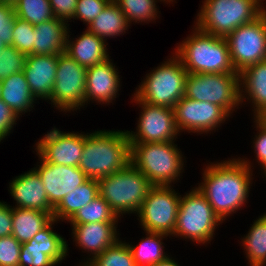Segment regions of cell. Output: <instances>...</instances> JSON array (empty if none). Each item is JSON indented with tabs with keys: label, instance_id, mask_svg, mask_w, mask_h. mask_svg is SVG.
I'll return each instance as SVG.
<instances>
[{
	"label": "cell",
	"instance_id": "1",
	"mask_svg": "<svg viewBox=\"0 0 266 266\" xmlns=\"http://www.w3.org/2000/svg\"><path fill=\"white\" fill-rule=\"evenodd\" d=\"M250 164L238 158L206 166L204 181L197 188L222 222L247 202L253 175Z\"/></svg>",
	"mask_w": 266,
	"mask_h": 266
},
{
	"label": "cell",
	"instance_id": "2",
	"mask_svg": "<svg viewBox=\"0 0 266 266\" xmlns=\"http://www.w3.org/2000/svg\"><path fill=\"white\" fill-rule=\"evenodd\" d=\"M131 146L127 131H95L84 134L79 169L89 178H100L121 171L130 163Z\"/></svg>",
	"mask_w": 266,
	"mask_h": 266
},
{
	"label": "cell",
	"instance_id": "3",
	"mask_svg": "<svg viewBox=\"0 0 266 266\" xmlns=\"http://www.w3.org/2000/svg\"><path fill=\"white\" fill-rule=\"evenodd\" d=\"M188 36L175 49L188 73L236 74L226 38L205 33L194 26Z\"/></svg>",
	"mask_w": 266,
	"mask_h": 266
},
{
	"label": "cell",
	"instance_id": "4",
	"mask_svg": "<svg viewBox=\"0 0 266 266\" xmlns=\"http://www.w3.org/2000/svg\"><path fill=\"white\" fill-rule=\"evenodd\" d=\"M262 1L205 0L195 26L205 33L226 38L236 28L254 21L266 10Z\"/></svg>",
	"mask_w": 266,
	"mask_h": 266
},
{
	"label": "cell",
	"instance_id": "5",
	"mask_svg": "<svg viewBox=\"0 0 266 266\" xmlns=\"http://www.w3.org/2000/svg\"><path fill=\"white\" fill-rule=\"evenodd\" d=\"M130 146V162L153 186H171L179 180L185 164L174 141L130 143Z\"/></svg>",
	"mask_w": 266,
	"mask_h": 266
},
{
	"label": "cell",
	"instance_id": "6",
	"mask_svg": "<svg viewBox=\"0 0 266 266\" xmlns=\"http://www.w3.org/2000/svg\"><path fill=\"white\" fill-rule=\"evenodd\" d=\"M99 195L119 218L138 213L153 185L131 162L121 171L98 180Z\"/></svg>",
	"mask_w": 266,
	"mask_h": 266
},
{
	"label": "cell",
	"instance_id": "7",
	"mask_svg": "<svg viewBox=\"0 0 266 266\" xmlns=\"http://www.w3.org/2000/svg\"><path fill=\"white\" fill-rule=\"evenodd\" d=\"M172 57L146 74L144 81L134 93L139 100L152 105L173 108L185 95L188 72L176 55Z\"/></svg>",
	"mask_w": 266,
	"mask_h": 266
},
{
	"label": "cell",
	"instance_id": "8",
	"mask_svg": "<svg viewBox=\"0 0 266 266\" xmlns=\"http://www.w3.org/2000/svg\"><path fill=\"white\" fill-rule=\"evenodd\" d=\"M181 197L176 226L172 236L191 239L205 244L212 240L215 229L222 223L208 203L204 194L196 187Z\"/></svg>",
	"mask_w": 266,
	"mask_h": 266
},
{
	"label": "cell",
	"instance_id": "9",
	"mask_svg": "<svg viewBox=\"0 0 266 266\" xmlns=\"http://www.w3.org/2000/svg\"><path fill=\"white\" fill-rule=\"evenodd\" d=\"M240 73H188L185 97L222 107L229 115L240 101ZM232 111V112H231Z\"/></svg>",
	"mask_w": 266,
	"mask_h": 266
},
{
	"label": "cell",
	"instance_id": "10",
	"mask_svg": "<svg viewBox=\"0 0 266 266\" xmlns=\"http://www.w3.org/2000/svg\"><path fill=\"white\" fill-rule=\"evenodd\" d=\"M87 68L67 53L58 54L51 104L61 111H74L85 105Z\"/></svg>",
	"mask_w": 266,
	"mask_h": 266
},
{
	"label": "cell",
	"instance_id": "11",
	"mask_svg": "<svg viewBox=\"0 0 266 266\" xmlns=\"http://www.w3.org/2000/svg\"><path fill=\"white\" fill-rule=\"evenodd\" d=\"M171 186H153L138 211L145 232L173 235L181 195Z\"/></svg>",
	"mask_w": 266,
	"mask_h": 266
},
{
	"label": "cell",
	"instance_id": "12",
	"mask_svg": "<svg viewBox=\"0 0 266 266\" xmlns=\"http://www.w3.org/2000/svg\"><path fill=\"white\" fill-rule=\"evenodd\" d=\"M226 40L236 72L266 60V10L254 21L236 28Z\"/></svg>",
	"mask_w": 266,
	"mask_h": 266
},
{
	"label": "cell",
	"instance_id": "13",
	"mask_svg": "<svg viewBox=\"0 0 266 266\" xmlns=\"http://www.w3.org/2000/svg\"><path fill=\"white\" fill-rule=\"evenodd\" d=\"M133 100L142 108L138 120L137 131H128L130 143L170 142L175 141L179 131L175 125L173 108L152 105L139 100L135 95ZM175 138V140H174Z\"/></svg>",
	"mask_w": 266,
	"mask_h": 266
},
{
	"label": "cell",
	"instance_id": "14",
	"mask_svg": "<svg viewBox=\"0 0 266 266\" xmlns=\"http://www.w3.org/2000/svg\"><path fill=\"white\" fill-rule=\"evenodd\" d=\"M179 131L208 133L216 130L230 115L220 106L183 96L173 107ZM219 125V126H218Z\"/></svg>",
	"mask_w": 266,
	"mask_h": 266
},
{
	"label": "cell",
	"instance_id": "15",
	"mask_svg": "<svg viewBox=\"0 0 266 266\" xmlns=\"http://www.w3.org/2000/svg\"><path fill=\"white\" fill-rule=\"evenodd\" d=\"M52 219L33 239L21 245L19 266H54L68 255V244L54 232Z\"/></svg>",
	"mask_w": 266,
	"mask_h": 266
},
{
	"label": "cell",
	"instance_id": "16",
	"mask_svg": "<svg viewBox=\"0 0 266 266\" xmlns=\"http://www.w3.org/2000/svg\"><path fill=\"white\" fill-rule=\"evenodd\" d=\"M84 134L62 132L55 127L36 143V152L46 162L78 166L82 157Z\"/></svg>",
	"mask_w": 266,
	"mask_h": 266
},
{
	"label": "cell",
	"instance_id": "17",
	"mask_svg": "<svg viewBox=\"0 0 266 266\" xmlns=\"http://www.w3.org/2000/svg\"><path fill=\"white\" fill-rule=\"evenodd\" d=\"M40 165L34 168L40 175L49 204L55 208L71 191L86 182L89 178L78 166L56 165L46 162L39 155Z\"/></svg>",
	"mask_w": 266,
	"mask_h": 266
},
{
	"label": "cell",
	"instance_id": "18",
	"mask_svg": "<svg viewBox=\"0 0 266 266\" xmlns=\"http://www.w3.org/2000/svg\"><path fill=\"white\" fill-rule=\"evenodd\" d=\"M10 194L16 201V208H27L44 212H53L49 204L43 181L35 169L21 174L9 183Z\"/></svg>",
	"mask_w": 266,
	"mask_h": 266
},
{
	"label": "cell",
	"instance_id": "19",
	"mask_svg": "<svg viewBox=\"0 0 266 266\" xmlns=\"http://www.w3.org/2000/svg\"><path fill=\"white\" fill-rule=\"evenodd\" d=\"M58 55H27L23 72L34 97L50 100L56 78Z\"/></svg>",
	"mask_w": 266,
	"mask_h": 266
},
{
	"label": "cell",
	"instance_id": "20",
	"mask_svg": "<svg viewBox=\"0 0 266 266\" xmlns=\"http://www.w3.org/2000/svg\"><path fill=\"white\" fill-rule=\"evenodd\" d=\"M109 59L88 67L86 78L85 103L90 100L97 103H112L118 94L120 78L118 70ZM105 102V103H104Z\"/></svg>",
	"mask_w": 266,
	"mask_h": 266
},
{
	"label": "cell",
	"instance_id": "21",
	"mask_svg": "<svg viewBox=\"0 0 266 266\" xmlns=\"http://www.w3.org/2000/svg\"><path fill=\"white\" fill-rule=\"evenodd\" d=\"M117 222H92L86 224H71L72 235L76 244L81 249L91 252L92 257L82 265L86 266L106 248L112 246L119 238L117 237ZM81 265V266H82Z\"/></svg>",
	"mask_w": 266,
	"mask_h": 266
},
{
	"label": "cell",
	"instance_id": "22",
	"mask_svg": "<svg viewBox=\"0 0 266 266\" xmlns=\"http://www.w3.org/2000/svg\"><path fill=\"white\" fill-rule=\"evenodd\" d=\"M69 37L67 33L65 53L81 66L88 68L110 59L106 42L88 29L74 41Z\"/></svg>",
	"mask_w": 266,
	"mask_h": 266
},
{
	"label": "cell",
	"instance_id": "23",
	"mask_svg": "<svg viewBox=\"0 0 266 266\" xmlns=\"http://www.w3.org/2000/svg\"><path fill=\"white\" fill-rule=\"evenodd\" d=\"M240 88L241 104L246 99V93L247 99L252 101L255 118H259L266 112V60L248 66L240 72Z\"/></svg>",
	"mask_w": 266,
	"mask_h": 266
},
{
	"label": "cell",
	"instance_id": "24",
	"mask_svg": "<svg viewBox=\"0 0 266 266\" xmlns=\"http://www.w3.org/2000/svg\"><path fill=\"white\" fill-rule=\"evenodd\" d=\"M68 26L58 18L41 22L34 27V54L58 55L65 52Z\"/></svg>",
	"mask_w": 266,
	"mask_h": 266
},
{
	"label": "cell",
	"instance_id": "25",
	"mask_svg": "<svg viewBox=\"0 0 266 266\" xmlns=\"http://www.w3.org/2000/svg\"><path fill=\"white\" fill-rule=\"evenodd\" d=\"M0 99L20 117V113L31 111L37 100L32 94L24 72L15 73L2 80ZM31 108V110L29 109Z\"/></svg>",
	"mask_w": 266,
	"mask_h": 266
},
{
	"label": "cell",
	"instance_id": "26",
	"mask_svg": "<svg viewBox=\"0 0 266 266\" xmlns=\"http://www.w3.org/2000/svg\"><path fill=\"white\" fill-rule=\"evenodd\" d=\"M53 219V212L12 207V233L21 244L28 242Z\"/></svg>",
	"mask_w": 266,
	"mask_h": 266
},
{
	"label": "cell",
	"instance_id": "27",
	"mask_svg": "<svg viewBox=\"0 0 266 266\" xmlns=\"http://www.w3.org/2000/svg\"><path fill=\"white\" fill-rule=\"evenodd\" d=\"M99 196L98 180L88 179L74 191L68 193L53 210V218L57 221H69L79 209Z\"/></svg>",
	"mask_w": 266,
	"mask_h": 266
},
{
	"label": "cell",
	"instance_id": "28",
	"mask_svg": "<svg viewBox=\"0 0 266 266\" xmlns=\"http://www.w3.org/2000/svg\"><path fill=\"white\" fill-rule=\"evenodd\" d=\"M129 24L120 7L114 1H110L87 28L106 41L105 38L107 37L110 38L125 33L130 26Z\"/></svg>",
	"mask_w": 266,
	"mask_h": 266
},
{
	"label": "cell",
	"instance_id": "29",
	"mask_svg": "<svg viewBox=\"0 0 266 266\" xmlns=\"http://www.w3.org/2000/svg\"><path fill=\"white\" fill-rule=\"evenodd\" d=\"M146 237L141 239L137 246L128 243L133 254L136 266H152L165 260L168 256L163 251L161 240L167 236L164 233L146 232Z\"/></svg>",
	"mask_w": 266,
	"mask_h": 266
},
{
	"label": "cell",
	"instance_id": "30",
	"mask_svg": "<svg viewBox=\"0 0 266 266\" xmlns=\"http://www.w3.org/2000/svg\"><path fill=\"white\" fill-rule=\"evenodd\" d=\"M250 266L266 263V213L254 221L248 234L242 239Z\"/></svg>",
	"mask_w": 266,
	"mask_h": 266
},
{
	"label": "cell",
	"instance_id": "31",
	"mask_svg": "<svg viewBox=\"0 0 266 266\" xmlns=\"http://www.w3.org/2000/svg\"><path fill=\"white\" fill-rule=\"evenodd\" d=\"M117 215L109 204L99 195L93 201L78 210L68 221L70 224H86L92 222H118Z\"/></svg>",
	"mask_w": 266,
	"mask_h": 266
},
{
	"label": "cell",
	"instance_id": "32",
	"mask_svg": "<svg viewBox=\"0 0 266 266\" xmlns=\"http://www.w3.org/2000/svg\"><path fill=\"white\" fill-rule=\"evenodd\" d=\"M13 8L16 17L34 26L54 18L48 0H18Z\"/></svg>",
	"mask_w": 266,
	"mask_h": 266
},
{
	"label": "cell",
	"instance_id": "33",
	"mask_svg": "<svg viewBox=\"0 0 266 266\" xmlns=\"http://www.w3.org/2000/svg\"><path fill=\"white\" fill-rule=\"evenodd\" d=\"M86 266H136L128 243L117 240Z\"/></svg>",
	"mask_w": 266,
	"mask_h": 266
},
{
	"label": "cell",
	"instance_id": "34",
	"mask_svg": "<svg viewBox=\"0 0 266 266\" xmlns=\"http://www.w3.org/2000/svg\"><path fill=\"white\" fill-rule=\"evenodd\" d=\"M114 2L120 7L130 24L134 21L139 23L156 20L157 0H114Z\"/></svg>",
	"mask_w": 266,
	"mask_h": 266
},
{
	"label": "cell",
	"instance_id": "35",
	"mask_svg": "<svg viewBox=\"0 0 266 266\" xmlns=\"http://www.w3.org/2000/svg\"><path fill=\"white\" fill-rule=\"evenodd\" d=\"M34 25L15 17L12 46L23 54H34Z\"/></svg>",
	"mask_w": 266,
	"mask_h": 266
},
{
	"label": "cell",
	"instance_id": "36",
	"mask_svg": "<svg viewBox=\"0 0 266 266\" xmlns=\"http://www.w3.org/2000/svg\"><path fill=\"white\" fill-rule=\"evenodd\" d=\"M27 55L18 51L12 45L5 46L0 51V80L12 74L20 73L25 67Z\"/></svg>",
	"mask_w": 266,
	"mask_h": 266
},
{
	"label": "cell",
	"instance_id": "37",
	"mask_svg": "<svg viewBox=\"0 0 266 266\" xmlns=\"http://www.w3.org/2000/svg\"><path fill=\"white\" fill-rule=\"evenodd\" d=\"M21 245L13 235L0 237V266H19Z\"/></svg>",
	"mask_w": 266,
	"mask_h": 266
},
{
	"label": "cell",
	"instance_id": "38",
	"mask_svg": "<svg viewBox=\"0 0 266 266\" xmlns=\"http://www.w3.org/2000/svg\"><path fill=\"white\" fill-rule=\"evenodd\" d=\"M109 2L110 0H78L74 19L83 20L86 25H90Z\"/></svg>",
	"mask_w": 266,
	"mask_h": 266
},
{
	"label": "cell",
	"instance_id": "39",
	"mask_svg": "<svg viewBox=\"0 0 266 266\" xmlns=\"http://www.w3.org/2000/svg\"><path fill=\"white\" fill-rule=\"evenodd\" d=\"M15 17L13 6L0 3V38L6 45H12Z\"/></svg>",
	"mask_w": 266,
	"mask_h": 266
},
{
	"label": "cell",
	"instance_id": "40",
	"mask_svg": "<svg viewBox=\"0 0 266 266\" xmlns=\"http://www.w3.org/2000/svg\"><path fill=\"white\" fill-rule=\"evenodd\" d=\"M256 122V129L258 130L256 138L254 139V150L257 158V162L260 163L261 169L264 170L266 177V124L259 118H254Z\"/></svg>",
	"mask_w": 266,
	"mask_h": 266
},
{
	"label": "cell",
	"instance_id": "41",
	"mask_svg": "<svg viewBox=\"0 0 266 266\" xmlns=\"http://www.w3.org/2000/svg\"><path fill=\"white\" fill-rule=\"evenodd\" d=\"M55 18L68 23L74 19L75 9L78 0H48Z\"/></svg>",
	"mask_w": 266,
	"mask_h": 266
},
{
	"label": "cell",
	"instance_id": "42",
	"mask_svg": "<svg viewBox=\"0 0 266 266\" xmlns=\"http://www.w3.org/2000/svg\"><path fill=\"white\" fill-rule=\"evenodd\" d=\"M17 118L15 112L0 99V142L11 133Z\"/></svg>",
	"mask_w": 266,
	"mask_h": 266
},
{
	"label": "cell",
	"instance_id": "43",
	"mask_svg": "<svg viewBox=\"0 0 266 266\" xmlns=\"http://www.w3.org/2000/svg\"><path fill=\"white\" fill-rule=\"evenodd\" d=\"M12 206L0 202V237L9 236L12 233Z\"/></svg>",
	"mask_w": 266,
	"mask_h": 266
},
{
	"label": "cell",
	"instance_id": "44",
	"mask_svg": "<svg viewBox=\"0 0 266 266\" xmlns=\"http://www.w3.org/2000/svg\"><path fill=\"white\" fill-rule=\"evenodd\" d=\"M152 266H180V265L177 264V263L175 262V260H172V259L170 258V256L168 255V257H167L165 260L160 261V262H158L157 264H154V265H152Z\"/></svg>",
	"mask_w": 266,
	"mask_h": 266
},
{
	"label": "cell",
	"instance_id": "45",
	"mask_svg": "<svg viewBox=\"0 0 266 266\" xmlns=\"http://www.w3.org/2000/svg\"><path fill=\"white\" fill-rule=\"evenodd\" d=\"M18 0H0L1 4H6V5H10V6H15V4L17 3Z\"/></svg>",
	"mask_w": 266,
	"mask_h": 266
},
{
	"label": "cell",
	"instance_id": "46",
	"mask_svg": "<svg viewBox=\"0 0 266 266\" xmlns=\"http://www.w3.org/2000/svg\"><path fill=\"white\" fill-rule=\"evenodd\" d=\"M259 119L266 124V112L259 117Z\"/></svg>",
	"mask_w": 266,
	"mask_h": 266
},
{
	"label": "cell",
	"instance_id": "47",
	"mask_svg": "<svg viewBox=\"0 0 266 266\" xmlns=\"http://www.w3.org/2000/svg\"><path fill=\"white\" fill-rule=\"evenodd\" d=\"M7 46L6 44H4V42L1 40L0 38V51L5 47Z\"/></svg>",
	"mask_w": 266,
	"mask_h": 266
},
{
	"label": "cell",
	"instance_id": "48",
	"mask_svg": "<svg viewBox=\"0 0 266 266\" xmlns=\"http://www.w3.org/2000/svg\"><path fill=\"white\" fill-rule=\"evenodd\" d=\"M1 88H2V80H0V94H1Z\"/></svg>",
	"mask_w": 266,
	"mask_h": 266
},
{
	"label": "cell",
	"instance_id": "49",
	"mask_svg": "<svg viewBox=\"0 0 266 266\" xmlns=\"http://www.w3.org/2000/svg\"><path fill=\"white\" fill-rule=\"evenodd\" d=\"M165 1H166V2H169V3H170V2H173V0H164V2H165Z\"/></svg>",
	"mask_w": 266,
	"mask_h": 266
}]
</instances>
